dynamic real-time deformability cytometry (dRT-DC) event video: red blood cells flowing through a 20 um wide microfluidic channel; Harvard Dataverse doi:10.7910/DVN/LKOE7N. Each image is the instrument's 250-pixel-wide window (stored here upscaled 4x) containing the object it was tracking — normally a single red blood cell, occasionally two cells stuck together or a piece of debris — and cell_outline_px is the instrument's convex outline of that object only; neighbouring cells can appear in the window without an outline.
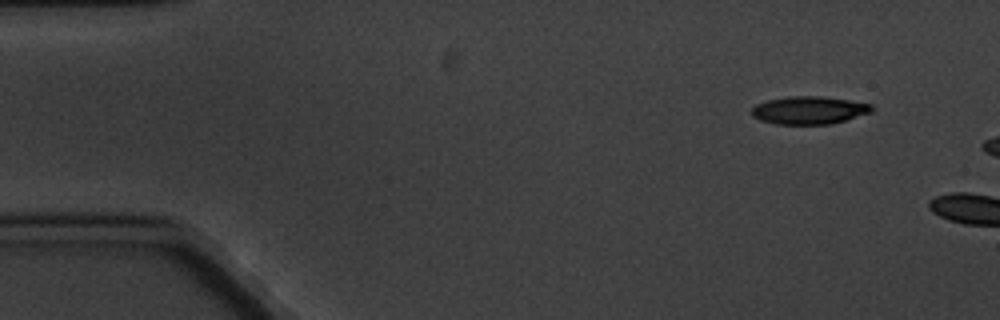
{"species": "common noctule bat (a hibernating species)", "species_latin": "Nyctalus noctula", "temperature_condition": "cold", "stored_images_in_passage": 3, "camera_frame_rate_fps": 3000, "um_per_image_px": 0.085, "animal": {"sex": "male", "body_mass_g": 20.1, "forearm_length_mm": 53.5}, "frame": {"image": 1, "passage_image": 1, "time_ms": 0.0, "image_size_px": [1000, 320], "cell_outline_px": [[872, 112], [844, 120], [828, 124], [776, 124], [760, 120], [752, 116], [752, 108], [756, 104], [768, 100], [788, 96], [824, 96], [872, 104]], "centroid_in_image_um": [68.75, 9.36], "position_along_channel_um": 16.2, "area_um2": 19.36}}